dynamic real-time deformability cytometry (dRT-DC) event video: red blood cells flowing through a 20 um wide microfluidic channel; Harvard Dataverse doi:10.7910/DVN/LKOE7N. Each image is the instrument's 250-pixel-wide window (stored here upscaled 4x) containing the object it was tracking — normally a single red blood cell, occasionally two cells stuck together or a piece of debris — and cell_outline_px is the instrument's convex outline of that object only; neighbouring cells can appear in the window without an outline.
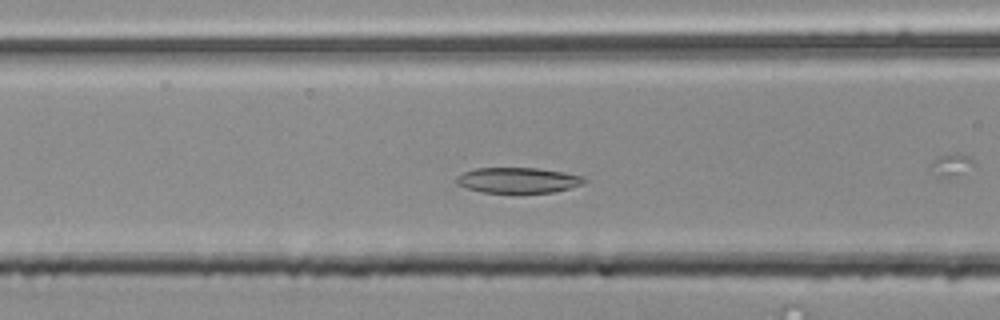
{"species": "common noctule bat (a hibernating species)", "species_latin": "Nyctalus noctula", "temperature_condition": "room temperature", "stored_images_in_passage": 40, "camera_frame_rate_fps": 3000, "um_per_image_px": 0.085, "animal": {"sex": "male", "body_mass_g": 20.4}, "frame": {"image": 1, "passage_image": 10, "time_ms": 3.0, "image_size_px": [1000, 320], "cell_outline_px": [[588, 180], [584, 184], [552, 192], [484, 192], [468, 188], [456, 184], [456, 176], [464, 172], [476, 168], [536, 168], [564, 172], [584, 176]], "centroid_in_image_um": [44.05, 15.31], "position_along_channel_um": 122.5, "area_um2": 18.84}}
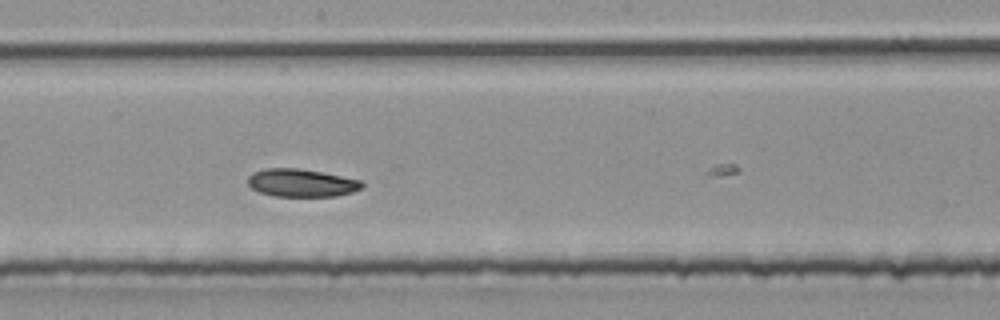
{"frame": {"image": 2, "passage_image": 18, "time_ms": 5.667, "image_size_px": [1000, 320], "cell_outline_px": [[364, 188], [352, 192], [336, 196], [276, 196], [260, 192], [252, 188], [248, 184], [248, 176], [252, 172], [264, 168], [300, 168], [360, 180], [364, 184]], "centroid_in_image_um": [25.61, 15.54], "position_along_channel_um": 222.6, "area_um2": 18.5}}
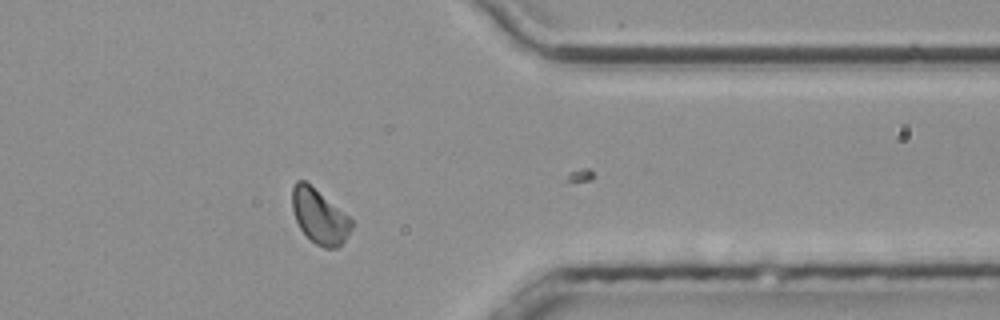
{"frame": {"image": 3, "passage_image": 32, "time_ms": 10.333, "image_size_px": [1000, 320], "cell_outline_px": [[352, 228], [344, 240], [336, 248], [324, 248], [316, 244], [300, 228], [296, 220], [292, 208], [292, 188], [296, 180], [304, 180], [348, 216], [352, 220]], "centroid_in_image_um": [27.13, 18.39], "position_along_channel_um": 384.3, "area_um2": 18.32}, "authors_computed_cell_mechanics": {"area_um2": 18.9006, "velocity_mm_per_s": 3.7507, "shape_relaxation_time_tau1_ms": 9.6919, "shape_relaxation_time_tau2_ms": 8.7528, "deformation_change_tau1": 0.1734, "deformation_change_tau2": 0.121}}